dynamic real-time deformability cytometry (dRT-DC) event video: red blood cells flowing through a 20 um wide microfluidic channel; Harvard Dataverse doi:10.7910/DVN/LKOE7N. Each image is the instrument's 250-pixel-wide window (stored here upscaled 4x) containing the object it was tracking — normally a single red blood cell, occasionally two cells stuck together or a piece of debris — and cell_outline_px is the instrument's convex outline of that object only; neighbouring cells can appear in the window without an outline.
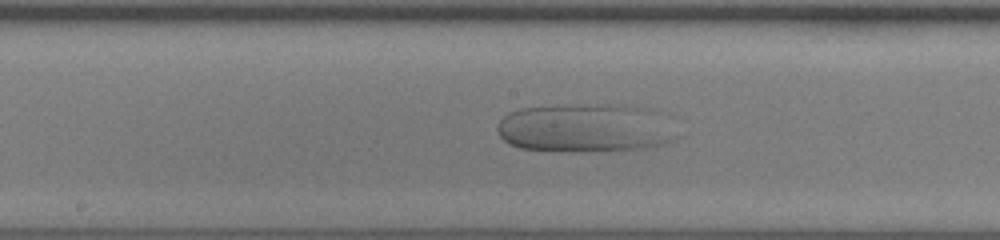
{"species": "human", "species_latin": "Homo sapiens", "temperature_condition": "room temperature", "stored_images_in_passage": 50, "camera_frame_rate_fps": 3000, "um_per_image_px": 0.085, "donor": {"sex": "female"}, "frame": {"image": 1, "passage_image": 27, "time_ms": 8.667, "image_size_px": [1000, 240], "cell_outline_px": [[680, 136], [676, 140], [664, 144], [648, 148], [520, 148], [504, 140], [500, 136], [496, 128], [496, 124], [508, 112], [520, 108], [608, 104], [616, 104], [648, 108], [656, 112]], "centroid_in_image_um": [49.77, 10.83], "position_along_channel_um": 198.4, "area_um2": 48.96}}
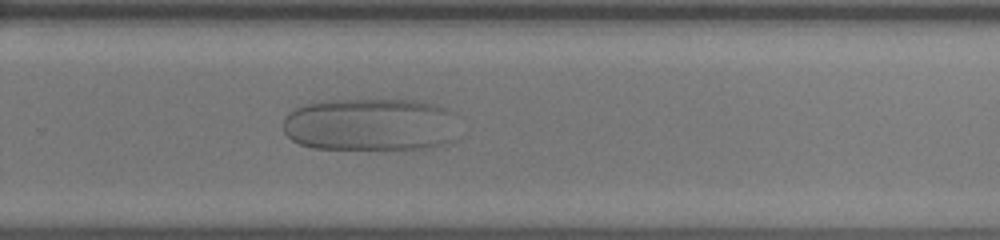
{"frame": {"image": 2, "passage_image": 34, "time_ms": 11.0, "image_size_px": [1000, 240], "cell_outline_px": [[460, 136], [456, 140], [432, 148], [312, 148], [300, 144], [292, 140], [284, 132], [284, 116], [288, 112], [304, 104], [332, 100], [412, 100], [432, 104], [444, 108], [452, 112]], "centroid_in_image_um": [31.52, 10.59], "position_along_channel_um": 298.3, "area_um2": 54.33}}
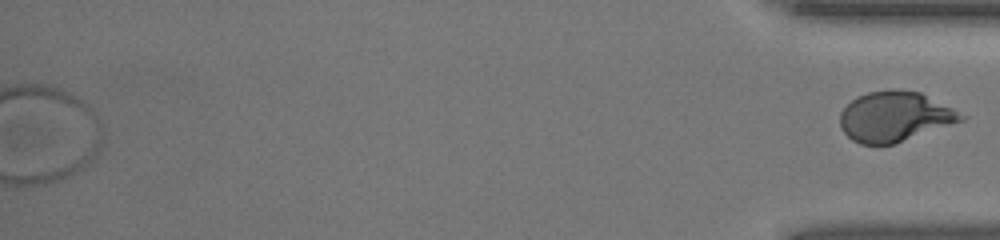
{"frame": {"image": 3, "passage_image": 50, "time_ms": 16.333, "image_size_px": [1000, 240], "cell_outline_px": [[968, 116], [964, 120], [892, 144], [860, 144], [852, 140], [840, 128], [840, 112], [856, 96], [868, 92], [920, 92]], "centroid_in_image_um": [76.03, 9.94], "position_along_channel_um": 359.2, "area_um2": 34.39}}